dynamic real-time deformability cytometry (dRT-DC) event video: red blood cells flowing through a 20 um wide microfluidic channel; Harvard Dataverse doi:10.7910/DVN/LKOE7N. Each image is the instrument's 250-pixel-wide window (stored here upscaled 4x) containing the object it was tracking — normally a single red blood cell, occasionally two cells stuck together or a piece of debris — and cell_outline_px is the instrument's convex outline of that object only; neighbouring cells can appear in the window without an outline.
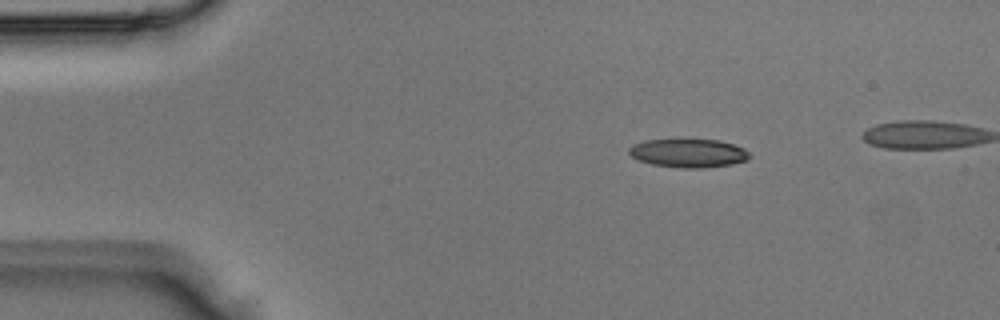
{"species": "Egyptian fruit bat (a non-hibernating species)", "species_latin": "Rousettus aegyptiacus", "temperature_condition": "room temperature", "stored_images_in_passage": 2, "camera_frame_rate_fps": 3000, "um_per_image_px": 0.085, "animal": {"sex": "male"}, "frame": {"image": 1, "passage_image": 2, "time_ms": 0.333, "image_size_px": [1000, 320], "cell_outline_px": [[752, 156], [748, 160], [732, 164], [704, 168], [680, 168], [652, 164], [636, 160], [628, 152], [628, 148], [632, 144], [644, 140], [680, 136], [720, 140], [744, 148]], "centroid_in_image_um": [58.48, 12.96], "position_along_channel_um": 26.5, "area_um2": 21.27}}